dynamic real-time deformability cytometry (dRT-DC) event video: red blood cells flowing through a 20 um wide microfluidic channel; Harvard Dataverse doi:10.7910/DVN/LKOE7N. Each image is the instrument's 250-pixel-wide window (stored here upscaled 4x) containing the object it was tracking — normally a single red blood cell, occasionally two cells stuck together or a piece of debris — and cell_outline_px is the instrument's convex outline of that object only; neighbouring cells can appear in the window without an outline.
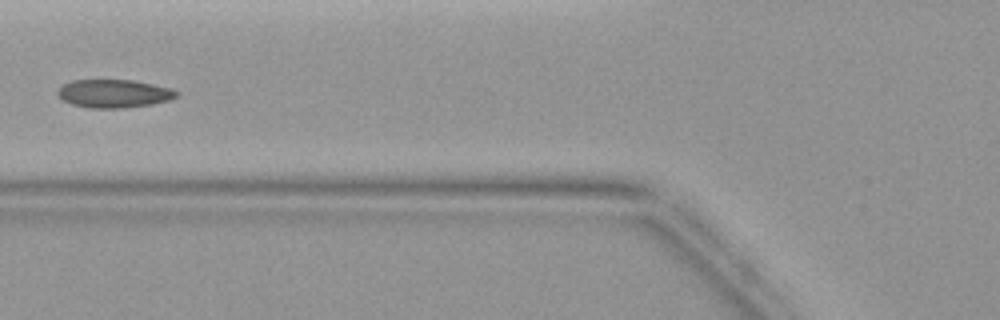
{"species": "common noctule bat (a hibernating species)", "species_latin": "Nyctalus noctula", "temperature_condition": "warm", "stored_images_in_passage": 4, "camera_frame_rate_fps": 3000, "um_per_image_px": 0.085, "animal": {"sex": "female", "body_mass_g": 19.9}, "frame": {"image": 1, "passage_image": 4, "time_ms": 3.667, "image_size_px": [1000, 320], "cell_outline_px": [[176, 96], [172, 100], [152, 104], [120, 108], [88, 108], [72, 104], [64, 100], [56, 92], [64, 84], [72, 80], [132, 80], [172, 88], [176, 92]], "centroid_in_image_um": [9.69, 7.95], "position_along_channel_um": 116.1, "area_um2": 19.36}}